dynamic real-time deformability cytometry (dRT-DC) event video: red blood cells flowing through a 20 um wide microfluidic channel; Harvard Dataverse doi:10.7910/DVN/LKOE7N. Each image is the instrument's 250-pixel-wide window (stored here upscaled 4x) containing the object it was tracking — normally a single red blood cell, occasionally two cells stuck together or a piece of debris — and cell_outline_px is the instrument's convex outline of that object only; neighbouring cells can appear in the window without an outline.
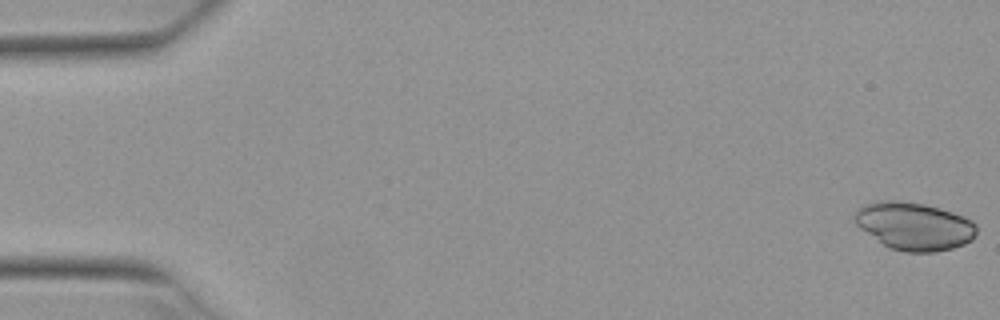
{"species": "Egyptian fruit bat (a non-hibernating species)", "species_latin": "Rousettus aegyptiacus", "temperature_condition": "warm", "stored_images_in_passage": 5, "camera_frame_rate_fps": 3000, "um_per_image_px": 0.085, "animal": {"sex": "female"}, "frame": {"image": 1, "passage_image": 1, "time_ms": 0.0, "image_size_px": [1000, 320], "cell_outline_px": [[976, 232], [972, 240], [964, 244], [952, 248], [936, 252], [904, 252], [888, 248], [860, 228], [856, 224], [852, 216], [860, 208], [868, 204], [880, 200], [896, 200], [924, 204], [952, 212], [964, 216], [972, 220], [976, 224]], "centroid_in_image_um": [77.71, 19.23], "position_along_channel_um": 7.3, "area_um2": 33.93}}
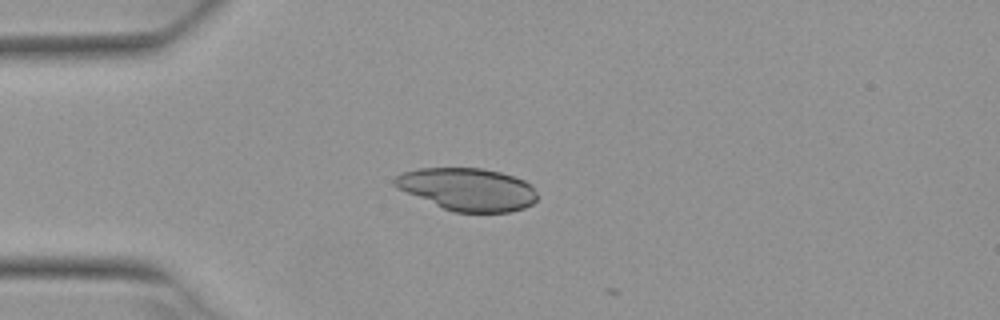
{"frame": {"image": 2, "passage_image": 5, "time_ms": 1.333, "image_size_px": [1000, 320], "cell_outline_px": [[536, 200], [532, 204], [524, 208], [508, 212], [452, 212], [396, 188], [392, 184], [392, 180], [396, 176], [404, 172], [420, 168], [480, 168], [500, 172], [524, 180], [532, 184], [536, 192]], "centroid_in_image_um": [39.73, 16.09], "position_along_channel_um": 45.3, "area_um2": 35.37}}